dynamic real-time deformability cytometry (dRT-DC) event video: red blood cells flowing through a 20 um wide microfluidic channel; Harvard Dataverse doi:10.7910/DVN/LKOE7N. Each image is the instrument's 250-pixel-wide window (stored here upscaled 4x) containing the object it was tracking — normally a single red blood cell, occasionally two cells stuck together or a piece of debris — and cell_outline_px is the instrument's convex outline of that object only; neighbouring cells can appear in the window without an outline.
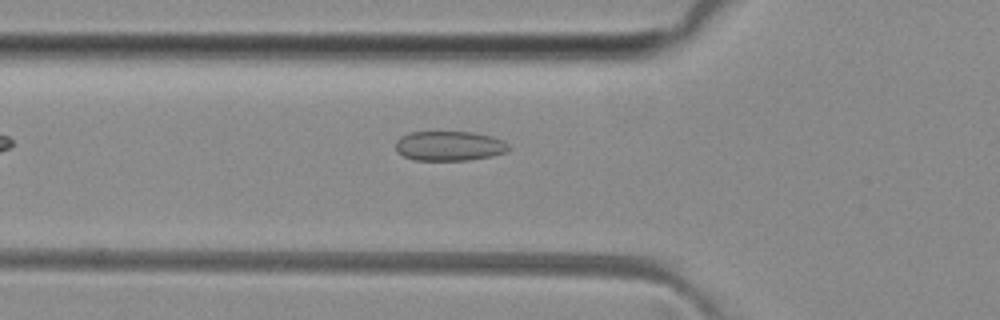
{"species": "common noctule bat (a hibernating species)", "species_latin": "Nyctalus noctula", "temperature_condition": "room temperature", "stored_images_in_passage": 23, "camera_frame_rate_fps": 3000, "um_per_image_px": 0.085, "animal": {"sex": "female", "body_mass_g": 29.2, "forearm_length_mm": 56.3}, "frame": {"image": 1, "passage_image": 2, "time_ms": 0.333, "image_size_px": [1000, 320], "cell_outline_px": [[508, 148], [504, 152], [492, 156], [468, 160], [412, 160], [396, 152], [396, 140], [400, 136], [408, 132], [472, 132], [492, 136], [504, 140], [508, 144]], "centroid_in_image_um": [38.15, 12.4], "position_along_channel_um": 87.6, "area_um2": 19.65}}
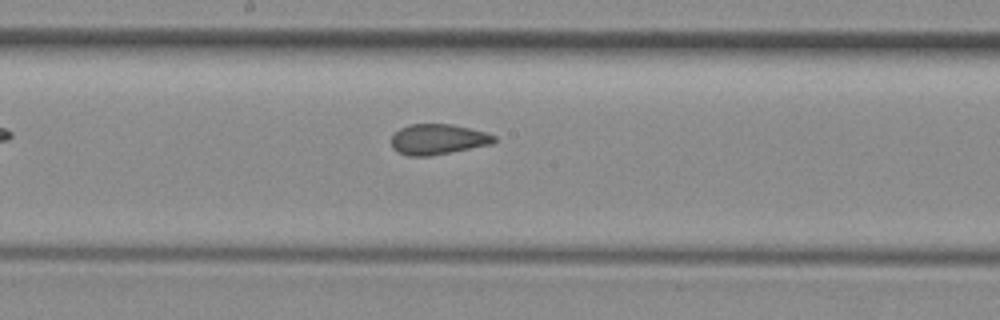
{"frame": {"image": 2, "passage_image": 11, "time_ms": 3.333, "image_size_px": [1000, 320], "cell_outline_px": [[496, 140], [492, 144], [428, 156], [408, 156], [392, 148], [392, 136], [400, 128], [408, 124], [452, 124], [484, 132], [496, 136]], "centroid_in_image_um": [37.21, 11.83], "position_along_channel_um": 211.0, "area_um2": 18.03}}
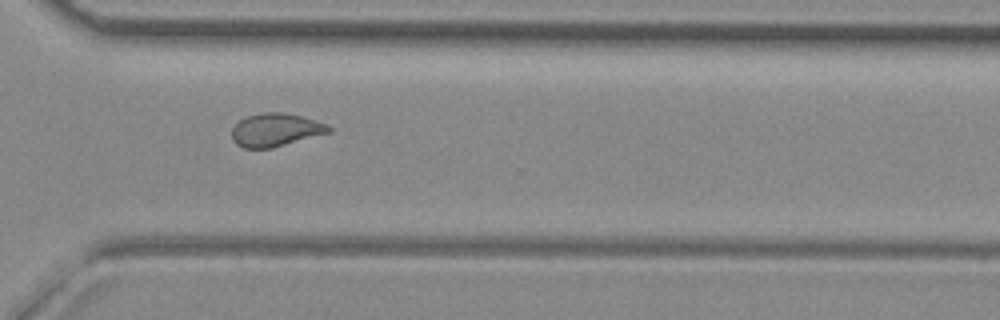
{"frame": {"image": 3, "passage_image": 21, "time_ms": 6.667, "image_size_px": [1000, 320], "cell_outline_px": [[332, 132], [272, 148], [244, 148], [236, 144], [232, 140], [232, 128], [240, 120], [248, 116], [264, 112], [280, 112], [300, 116], [328, 124], [332, 128]], "centroid_in_image_um": [23.44, 11.05], "position_along_channel_um": 347.2, "area_um2": 18.67}}